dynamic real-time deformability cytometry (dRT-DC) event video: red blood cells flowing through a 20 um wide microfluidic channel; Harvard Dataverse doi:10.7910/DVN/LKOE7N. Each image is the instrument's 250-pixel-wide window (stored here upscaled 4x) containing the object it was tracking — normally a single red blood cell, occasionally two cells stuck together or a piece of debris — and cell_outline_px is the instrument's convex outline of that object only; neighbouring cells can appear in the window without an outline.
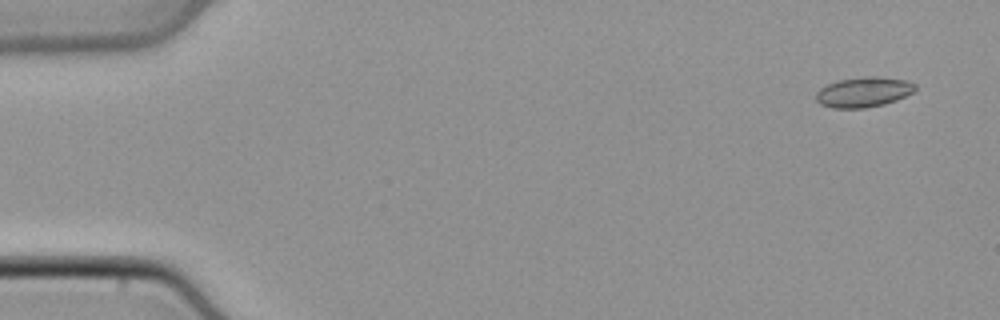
{"species": "common noctule bat (a hibernating species)", "species_latin": "Nyctalus noctula", "temperature_condition": "cold", "stored_images_in_passage": 47, "camera_frame_rate_fps": 3000, "um_per_image_px": 0.085, "animal": {"sex": "male", "body_mass_g": 21.5, "forearm_length_mm": 52.0}, "frame": {"image": 1, "passage_image": 1, "time_ms": 0.0, "image_size_px": [1000, 320], "cell_outline_px": [[916, 88], [912, 92], [896, 100], [884, 104], [864, 108], [832, 108], [820, 104], [816, 100], [816, 92], [820, 88], [828, 84], [840, 80], [868, 76], [876, 76], [904, 80], [916, 84]], "centroid_in_image_um": [73.38, 7.83], "position_along_channel_um": 11.6, "area_um2": 17.22}}
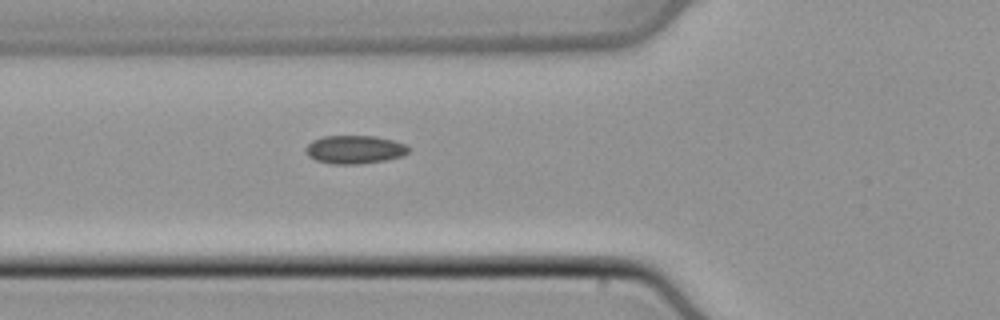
{"frame": {"image": 2, "passage_image": 16, "time_ms": 5.0, "image_size_px": [1000, 320], "cell_outline_px": [[412, 148], [408, 152], [400, 156], [388, 160], [360, 164], [332, 164], [316, 160], [308, 156], [304, 152], [304, 148], [312, 140], [324, 136], [376, 136], [392, 140], [404, 144]], "centroid_in_image_um": [30.12, 12.71], "position_along_channel_um": 95.7, "area_um2": 17.11}}
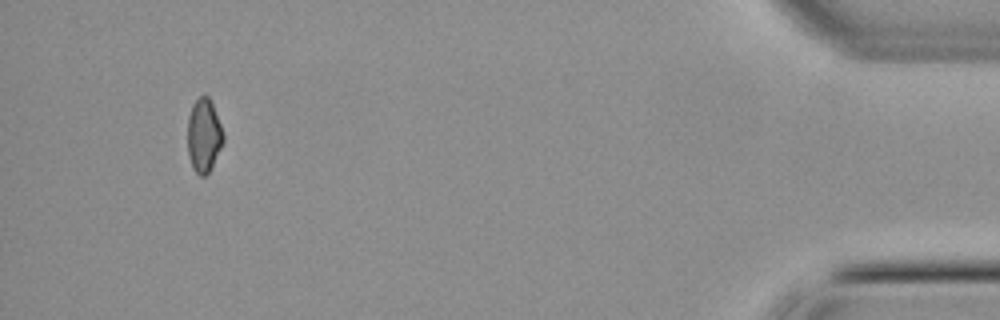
{"frame": {"image": 3, "passage_image": 44, "time_ms": 14.333, "image_size_px": [1000, 320], "cell_outline_px": [[224, 144], [208, 172], [204, 176], [200, 176], [192, 168], [188, 152], [188, 116], [192, 104], [204, 92], [208, 96], [212, 104], [220, 124], [224, 136]], "centroid_in_image_um": [17.32, 11.5], "position_along_channel_um": 417.9, "area_um2": 15.32}}